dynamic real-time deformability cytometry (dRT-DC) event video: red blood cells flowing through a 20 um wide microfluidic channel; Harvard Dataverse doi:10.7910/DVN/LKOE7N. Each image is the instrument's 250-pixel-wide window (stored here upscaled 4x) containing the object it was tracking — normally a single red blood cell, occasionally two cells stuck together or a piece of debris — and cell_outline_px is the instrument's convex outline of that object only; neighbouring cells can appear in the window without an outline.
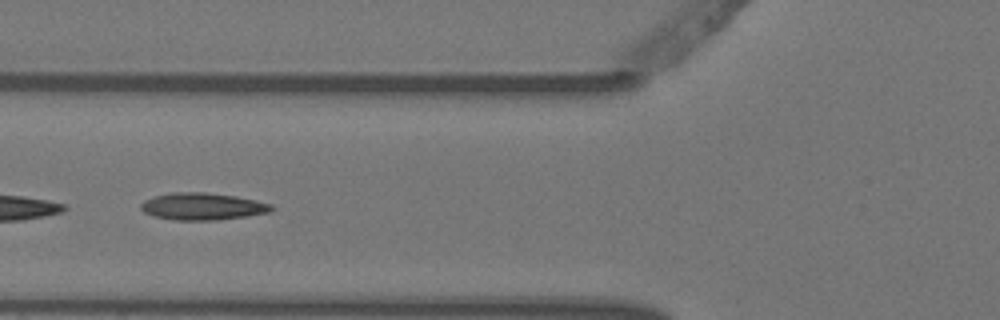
{"species": "Egyptian fruit bat (a non-hibernating species)", "species_latin": "Rousettus aegyptiacus", "temperature_condition": "warm", "stored_images_in_passage": 6, "camera_frame_rate_fps": 3000, "um_per_image_px": 0.085, "animal": {"sex": "female"}, "frame": {"image": 1, "passage_image": 6, "time_ms": 1.667, "image_size_px": [1000, 320], "cell_outline_px": [[276, 208], [268, 212], [248, 216], [216, 220], [172, 220], [152, 216], [144, 212], [140, 208], [140, 204], [144, 200], [152, 196], [172, 192], [204, 192], [236, 196], [256, 200], [272, 204]], "centroid_in_image_um": [17.19, 17.54], "position_along_channel_um": 108.6, "area_um2": 20.87}}